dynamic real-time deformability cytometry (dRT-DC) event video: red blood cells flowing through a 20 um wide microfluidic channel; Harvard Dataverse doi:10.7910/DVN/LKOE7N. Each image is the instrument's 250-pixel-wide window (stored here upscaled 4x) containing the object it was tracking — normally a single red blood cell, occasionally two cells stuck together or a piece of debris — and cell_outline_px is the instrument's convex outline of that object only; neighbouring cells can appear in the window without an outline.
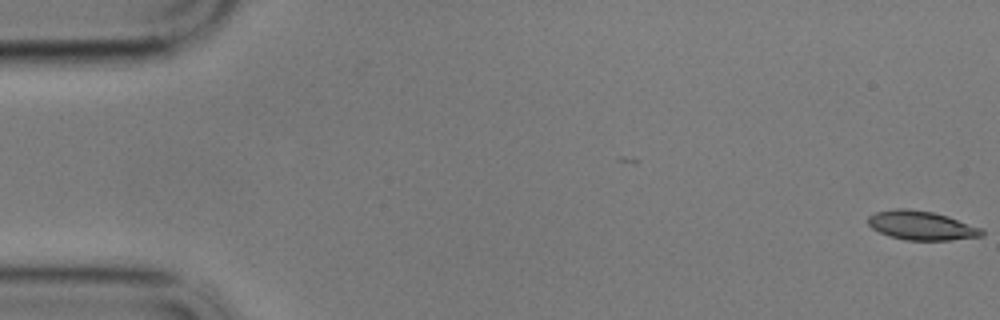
{"species": "common noctule bat (a hibernating species)", "species_latin": "Nyctalus noctula", "temperature_condition": "cold", "stored_images_in_passage": 5, "camera_frame_rate_fps": 3000, "um_per_image_px": 0.085, "animal": {"sex": "male", "body_mass_g": 17.9}, "frame": {"image": 1, "passage_image": 5, "time_ms": 1.333, "image_size_px": [1000, 320], "cell_outline_px": [[984, 236], [948, 240], [904, 240], [888, 236], [872, 228], [868, 224], [868, 216], [876, 212], [896, 208], [908, 208], [932, 212], [948, 216], [984, 228]], "centroid_in_image_um": [78.35, 19.16], "position_along_channel_um": 6.7, "area_um2": 19.42}}